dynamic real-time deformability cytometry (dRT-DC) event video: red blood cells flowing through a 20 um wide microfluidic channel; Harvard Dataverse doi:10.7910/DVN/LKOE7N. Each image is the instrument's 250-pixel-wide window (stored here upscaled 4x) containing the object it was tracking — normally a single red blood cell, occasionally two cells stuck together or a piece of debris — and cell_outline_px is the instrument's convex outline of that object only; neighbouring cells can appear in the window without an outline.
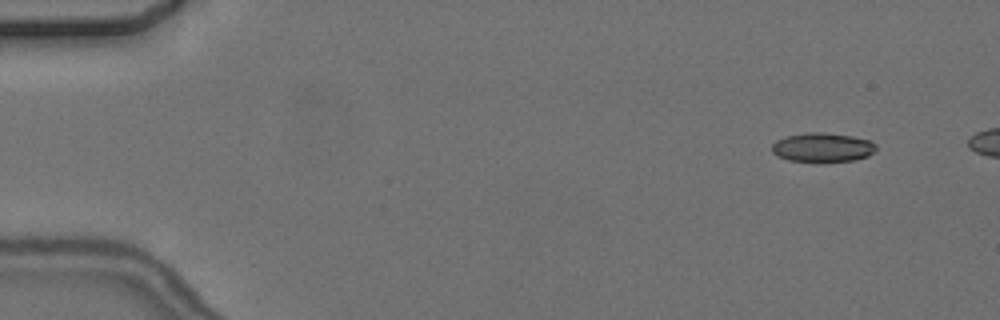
{"species": "common noctule bat (a hibernating species)", "species_latin": "Nyctalus noctula", "temperature_condition": "cold", "stored_images_in_passage": 5, "camera_frame_rate_fps": 3000, "um_per_image_px": 0.085, "animal": {"sex": "female", "body_mass_g": 24.6, "forearm_length_mm": 56.2}, "frame": {"image": 1, "passage_image": 2, "time_ms": 1.0, "image_size_px": [1000, 320], "cell_outline_px": [[876, 148], [868, 156], [856, 160], [820, 164], [788, 160], [776, 156], [772, 152], [772, 144], [776, 140], [784, 136], [808, 132], [824, 132], [852, 136], [872, 140], [876, 144]], "centroid_in_image_um": [69.9, 12.56], "position_along_channel_um": 15.1, "area_um2": 18.5}}